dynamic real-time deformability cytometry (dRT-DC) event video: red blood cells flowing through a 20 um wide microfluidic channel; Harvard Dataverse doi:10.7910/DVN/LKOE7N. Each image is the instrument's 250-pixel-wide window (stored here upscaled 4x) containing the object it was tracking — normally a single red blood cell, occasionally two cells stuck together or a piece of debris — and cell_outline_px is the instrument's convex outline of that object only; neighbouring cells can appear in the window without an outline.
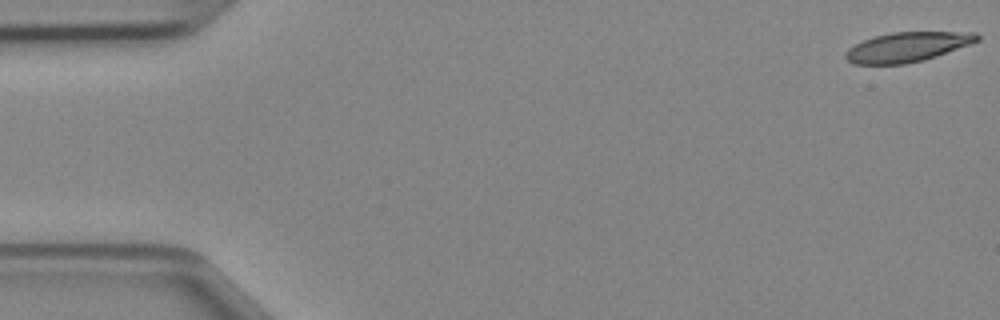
{"species": "Egyptian fruit bat (a non-hibernating species)", "species_latin": "Rousettus aegyptiacus", "temperature_condition": "cold", "stored_images_in_passage": 47, "camera_frame_rate_fps": 3000, "um_per_image_px": 0.085, "animal": {"sex": "female"}, "frame": {"image": 1, "passage_image": 1, "time_ms": 0.0, "image_size_px": [1000, 320], "cell_outline_px": [[980, 40], [936, 56], [924, 60], [904, 64], [852, 64], [844, 56], [844, 52], [848, 48], [872, 36], [892, 32], [976, 32], [980, 36]], "centroid_in_image_um": [77.09, 3.99], "position_along_channel_um": 7.9, "area_um2": 22.72}}
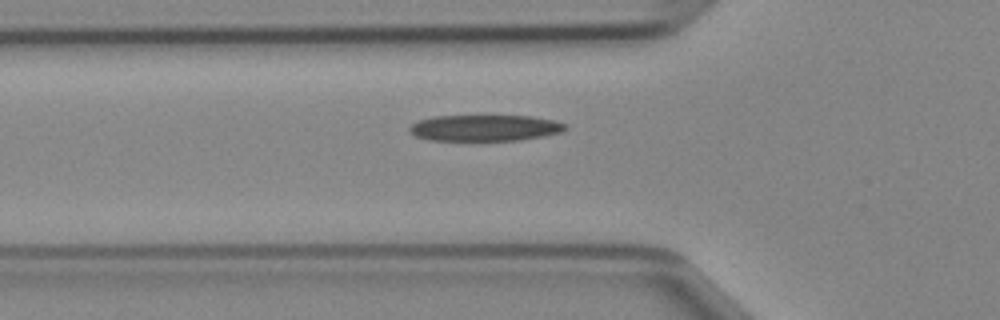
{"frame": {"image": 2, "passage_image": 16, "time_ms": 5.0, "image_size_px": [1000, 320], "cell_outline_px": [[568, 128], [564, 132], [544, 136], [520, 140], [428, 140], [416, 136], [408, 132], [408, 128], [416, 120], [432, 116], [532, 116], [556, 120], [564, 124]], "centroid_in_image_um": [41.21, 10.87], "position_along_channel_um": 84.6, "area_um2": 24.04}}
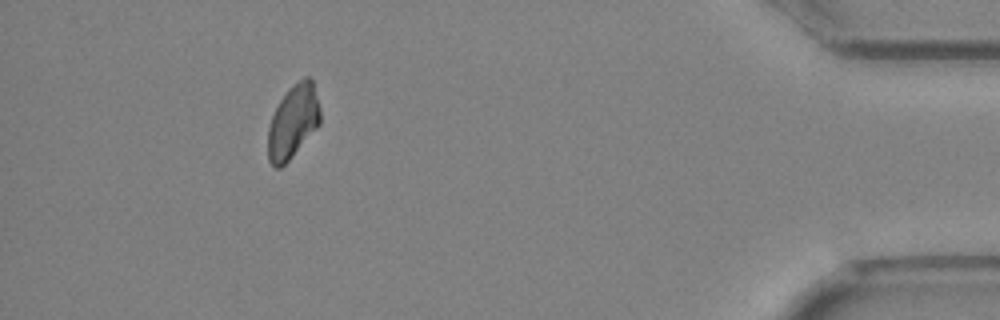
{"frame": {"image": 3, "passage_image": 43, "time_ms": 14.0, "image_size_px": [1000, 320], "cell_outline_px": [[320, 124], [292, 156], [280, 168], [272, 168], [268, 160], [268, 128], [272, 116], [280, 100], [288, 88], [292, 84], [304, 76], [308, 76], [312, 80], [320, 108]], "centroid_in_image_um": [24.9, 10.33], "position_along_channel_um": 410.3, "area_um2": 22.31}}